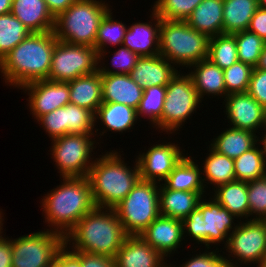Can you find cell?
Wrapping results in <instances>:
<instances>
[{"label": "cell", "mask_w": 266, "mask_h": 267, "mask_svg": "<svg viewBox=\"0 0 266 267\" xmlns=\"http://www.w3.org/2000/svg\"><path fill=\"white\" fill-rule=\"evenodd\" d=\"M258 138L254 132L229 126L228 129L226 128L219 136L214 138L210 146L218 153L236 159L258 145Z\"/></svg>", "instance_id": "f1b7e54d"}, {"label": "cell", "mask_w": 266, "mask_h": 267, "mask_svg": "<svg viewBox=\"0 0 266 267\" xmlns=\"http://www.w3.org/2000/svg\"><path fill=\"white\" fill-rule=\"evenodd\" d=\"M247 93L266 109V70L253 69Z\"/></svg>", "instance_id": "bcb514c9"}, {"label": "cell", "mask_w": 266, "mask_h": 267, "mask_svg": "<svg viewBox=\"0 0 266 267\" xmlns=\"http://www.w3.org/2000/svg\"><path fill=\"white\" fill-rule=\"evenodd\" d=\"M127 237L114 209L96 207L65 236V245L71 251L114 258Z\"/></svg>", "instance_id": "3957f363"}, {"label": "cell", "mask_w": 266, "mask_h": 267, "mask_svg": "<svg viewBox=\"0 0 266 267\" xmlns=\"http://www.w3.org/2000/svg\"><path fill=\"white\" fill-rule=\"evenodd\" d=\"M209 39L186 21L161 19L159 54L175 64L176 69L178 65L188 68L207 59Z\"/></svg>", "instance_id": "5b68a950"}, {"label": "cell", "mask_w": 266, "mask_h": 267, "mask_svg": "<svg viewBox=\"0 0 266 267\" xmlns=\"http://www.w3.org/2000/svg\"><path fill=\"white\" fill-rule=\"evenodd\" d=\"M260 144L234 159L235 179L251 182L266 176V161Z\"/></svg>", "instance_id": "d6a6232c"}, {"label": "cell", "mask_w": 266, "mask_h": 267, "mask_svg": "<svg viewBox=\"0 0 266 267\" xmlns=\"http://www.w3.org/2000/svg\"><path fill=\"white\" fill-rule=\"evenodd\" d=\"M256 69L266 70V44L261 52L257 65L255 66Z\"/></svg>", "instance_id": "db71d44e"}, {"label": "cell", "mask_w": 266, "mask_h": 267, "mask_svg": "<svg viewBox=\"0 0 266 267\" xmlns=\"http://www.w3.org/2000/svg\"><path fill=\"white\" fill-rule=\"evenodd\" d=\"M209 154L205 158L203 171V183L206 189V184L213 185L214 189L218 186L236 181L234 170V159H231L223 154L215 151L209 146ZM205 177V178H204ZM207 181V182H206Z\"/></svg>", "instance_id": "1f68e13d"}, {"label": "cell", "mask_w": 266, "mask_h": 267, "mask_svg": "<svg viewBox=\"0 0 266 267\" xmlns=\"http://www.w3.org/2000/svg\"><path fill=\"white\" fill-rule=\"evenodd\" d=\"M174 66L160 54L145 56L140 57L129 75L142 89L166 86L179 72Z\"/></svg>", "instance_id": "ac0fdd59"}, {"label": "cell", "mask_w": 266, "mask_h": 267, "mask_svg": "<svg viewBox=\"0 0 266 267\" xmlns=\"http://www.w3.org/2000/svg\"><path fill=\"white\" fill-rule=\"evenodd\" d=\"M10 241L12 267H52L59 251L65 246V237L49 229Z\"/></svg>", "instance_id": "30bf717a"}, {"label": "cell", "mask_w": 266, "mask_h": 267, "mask_svg": "<svg viewBox=\"0 0 266 267\" xmlns=\"http://www.w3.org/2000/svg\"><path fill=\"white\" fill-rule=\"evenodd\" d=\"M117 151L103 154L94 160L87 175L97 208L113 209L140 180L137 160L134 167L126 166ZM130 167V168H129Z\"/></svg>", "instance_id": "277c9868"}, {"label": "cell", "mask_w": 266, "mask_h": 267, "mask_svg": "<svg viewBox=\"0 0 266 267\" xmlns=\"http://www.w3.org/2000/svg\"><path fill=\"white\" fill-rule=\"evenodd\" d=\"M52 267H82L80 259L65 245L55 258Z\"/></svg>", "instance_id": "681fc988"}, {"label": "cell", "mask_w": 266, "mask_h": 267, "mask_svg": "<svg viewBox=\"0 0 266 267\" xmlns=\"http://www.w3.org/2000/svg\"><path fill=\"white\" fill-rule=\"evenodd\" d=\"M72 252L80 259L82 267H116L115 258L83 251Z\"/></svg>", "instance_id": "7dc6e473"}, {"label": "cell", "mask_w": 266, "mask_h": 267, "mask_svg": "<svg viewBox=\"0 0 266 267\" xmlns=\"http://www.w3.org/2000/svg\"><path fill=\"white\" fill-rule=\"evenodd\" d=\"M37 122L52 140L66 135L65 106L42 115Z\"/></svg>", "instance_id": "ee69618b"}, {"label": "cell", "mask_w": 266, "mask_h": 267, "mask_svg": "<svg viewBox=\"0 0 266 267\" xmlns=\"http://www.w3.org/2000/svg\"><path fill=\"white\" fill-rule=\"evenodd\" d=\"M30 33L12 13L0 15V61Z\"/></svg>", "instance_id": "e575fe53"}, {"label": "cell", "mask_w": 266, "mask_h": 267, "mask_svg": "<svg viewBox=\"0 0 266 267\" xmlns=\"http://www.w3.org/2000/svg\"><path fill=\"white\" fill-rule=\"evenodd\" d=\"M212 193L214 199L237 218L249 217V204L247 196V182L233 181L218 186Z\"/></svg>", "instance_id": "f546056e"}, {"label": "cell", "mask_w": 266, "mask_h": 267, "mask_svg": "<svg viewBox=\"0 0 266 267\" xmlns=\"http://www.w3.org/2000/svg\"><path fill=\"white\" fill-rule=\"evenodd\" d=\"M94 134H66L52 140L51 155L60 178L86 177L93 165ZM91 159V160H90Z\"/></svg>", "instance_id": "8fae6325"}, {"label": "cell", "mask_w": 266, "mask_h": 267, "mask_svg": "<svg viewBox=\"0 0 266 267\" xmlns=\"http://www.w3.org/2000/svg\"><path fill=\"white\" fill-rule=\"evenodd\" d=\"M2 215H3V214H2V212L0 211V232H3V231H1V230H3V227H2V226H3V223H2V222L4 221L3 218H2V217H3Z\"/></svg>", "instance_id": "6f0895ef"}, {"label": "cell", "mask_w": 266, "mask_h": 267, "mask_svg": "<svg viewBox=\"0 0 266 267\" xmlns=\"http://www.w3.org/2000/svg\"><path fill=\"white\" fill-rule=\"evenodd\" d=\"M20 89L28 93V106L35 120L57 108L70 103L68 82L38 80L25 84Z\"/></svg>", "instance_id": "9a60e30c"}, {"label": "cell", "mask_w": 266, "mask_h": 267, "mask_svg": "<svg viewBox=\"0 0 266 267\" xmlns=\"http://www.w3.org/2000/svg\"><path fill=\"white\" fill-rule=\"evenodd\" d=\"M178 144L162 142L151 146L146 153H141L136 158L139 166L140 179L160 183L164 181L174 167L184 157Z\"/></svg>", "instance_id": "5bb4252c"}, {"label": "cell", "mask_w": 266, "mask_h": 267, "mask_svg": "<svg viewBox=\"0 0 266 267\" xmlns=\"http://www.w3.org/2000/svg\"><path fill=\"white\" fill-rule=\"evenodd\" d=\"M112 56L111 65L113 68L109 69L108 67L106 68V66L102 67L101 62L100 65H98L100 74H129L140 59L138 54L123 45H121V48L119 46L118 51L115 50Z\"/></svg>", "instance_id": "7bdbcfd3"}, {"label": "cell", "mask_w": 266, "mask_h": 267, "mask_svg": "<svg viewBox=\"0 0 266 267\" xmlns=\"http://www.w3.org/2000/svg\"><path fill=\"white\" fill-rule=\"evenodd\" d=\"M13 0H0V15L11 13Z\"/></svg>", "instance_id": "f5cc1de1"}, {"label": "cell", "mask_w": 266, "mask_h": 267, "mask_svg": "<svg viewBox=\"0 0 266 267\" xmlns=\"http://www.w3.org/2000/svg\"><path fill=\"white\" fill-rule=\"evenodd\" d=\"M158 184L140 179L113 208L128 236H139L160 215Z\"/></svg>", "instance_id": "ba28073f"}, {"label": "cell", "mask_w": 266, "mask_h": 267, "mask_svg": "<svg viewBox=\"0 0 266 267\" xmlns=\"http://www.w3.org/2000/svg\"><path fill=\"white\" fill-rule=\"evenodd\" d=\"M66 134H95L94 114L74 104L65 105Z\"/></svg>", "instance_id": "f35d334b"}, {"label": "cell", "mask_w": 266, "mask_h": 267, "mask_svg": "<svg viewBox=\"0 0 266 267\" xmlns=\"http://www.w3.org/2000/svg\"><path fill=\"white\" fill-rule=\"evenodd\" d=\"M218 249L216 247L215 251L199 252L179 267H226L228 260L226 256L220 255Z\"/></svg>", "instance_id": "f6af8a7d"}, {"label": "cell", "mask_w": 266, "mask_h": 267, "mask_svg": "<svg viewBox=\"0 0 266 267\" xmlns=\"http://www.w3.org/2000/svg\"><path fill=\"white\" fill-rule=\"evenodd\" d=\"M203 0H157L152 9L161 19L186 21Z\"/></svg>", "instance_id": "ab89813d"}, {"label": "cell", "mask_w": 266, "mask_h": 267, "mask_svg": "<svg viewBox=\"0 0 266 267\" xmlns=\"http://www.w3.org/2000/svg\"><path fill=\"white\" fill-rule=\"evenodd\" d=\"M186 22L209 38L223 34V0H203Z\"/></svg>", "instance_id": "484cf974"}, {"label": "cell", "mask_w": 266, "mask_h": 267, "mask_svg": "<svg viewBox=\"0 0 266 267\" xmlns=\"http://www.w3.org/2000/svg\"><path fill=\"white\" fill-rule=\"evenodd\" d=\"M226 267H238L236 264L227 263Z\"/></svg>", "instance_id": "680465c9"}, {"label": "cell", "mask_w": 266, "mask_h": 267, "mask_svg": "<svg viewBox=\"0 0 266 267\" xmlns=\"http://www.w3.org/2000/svg\"><path fill=\"white\" fill-rule=\"evenodd\" d=\"M258 1V7L266 9V0H257Z\"/></svg>", "instance_id": "9f6ffc18"}, {"label": "cell", "mask_w": 266, "mask_h": 267, "mask_svg": "<svg viewBox=\"0 0 266 267\" xmlns=\"http://www.w3.org/2000/svg\"><path fill=\"white\" fill-rule=\"evenodd\" d=\"M102 102L121 103L138 109L143 91L129 74H101Z\"/></svg>", "instance_id": "44dd1931"}, {"label": "cell", "mask_w": 266, "mask_h": 267, "mask_svg": "<svg viewBox=\"0 0 266 267\" xmlns=\"http://www.w3.org/2000/svg\"><path fill=\"white\" fill-rule=\"evenodd\" d=\"M224 99L225 114L232 128L254 133L258 128H266V109L247 92L231 93Z\"/></svg>", "instance_id": "2e32d148"}, {"label": "cell", "mask_w": 266, "mask_h": 267, "mask_svg": "<svg viewBox=\"0 0 266 267\" xmlns=\"http://www.w3.org/2000/svg\"><path fill=\"white\" fill-rule=\"evenodd\" d=\"M257 8V0H223V34L247 30Z\"/></svg>", "instance_id": "4dcf8cb0"}, {"label": "cell", "mask_w": 266, "mask_h": 267, "mask_svg": "<svg viewBox=\"0 0 266 267\" xmlns=\"http://www.w3.org/2000/svg\"><path fill=\"white\" fill-rule=\"evenodd\" d=\"M76 0H45L49 12L54 18L67 10Z\"/></svg>", "instance_id": "816d5d0a"}, {"label": "cell", "mask_w": 266, "mask_h": 267, "mask_svg": "<svg viewBox=\"0 0 266 267\" xmlns=\"http://www.w3.org/2000/svg\"><path fill=\"white\" fill-rule=\"evenodd\" d=\"M262 267H266V260L264 261Z\"/></svg>", "instance_id": "6125c7cd"}, {"label": "cell", "mask_w": 266, "mask_h": 267, "mask_svg": "<svg viewBox=\"0 0 266 267\" xmlns=\"http://www.w3.org/2000/svg\"><path fill=\"white\" fill-rule=\"evenodd\" d=\"M247 30L257 34L266 42V9L257 8Z\"/></svg>", "instance_id": "c3c4849f"}, {"label": "cell", "mask_w": 266, "mask_h": 267, "mask_svg": "<svg viewBox=\"0 0 266 267\" xmlns=\"http://www.w3.org/2000/svg\"><path fill=\"white\" fill-rule=\"evenodd\" d=\"M11 13L31 32L54 30L55 18L49 12L45 0H13Z\"/></svg>", "instance_id": "603a6c76"}, {"label": "cell", "mask_w": 266, "mask_h": 267, "mask_svg": "<svg viewBox=\"0 0 266 267\" xmlns=\"http://www.w3.org/2000/svg\"><path fill=\"white\" fill-rule=\"evenodd\" d=\"M249 217L262 220L266 217V176L247 182Z\"/></svg>", "instance_id": "b9f144b4"}, {"label": "cell", "mask_w": 266, "mask_h": 267, "mask_svg": "<svg viewBox=\"0 0 266 267\" xmlns=\"http://www.w3.org/2000/svg\"><path fill=\"white\" fill-rule=\"evenodd\" d=\"M109 7L102 0H76L55 18V37L66 43L95 48L98 27Z\"/></svg>", "instance_id": "8992f818"}, {"label": "cell", "mask_w": 266, "mask_h": 267, "mask_svg": "<svg viewBox=\"0 0 266 267\" xmlns=\"http://www.w3.org/2000/svg\"><path fill=\"white\" fill-rule=\"evenodd\" d=\"M0 267H12V242L0 237Z\"/></svg>", "instance_id": "f907efd6"}, {"label": "cell", "mask_w": 266, "mask_h": 267, "mask_svg": "<svg viewBox=\"0 0 266 267\" xmlns=\"http://www.w3.org/2000/svg\"><path fill=\"white\" fill-rule=\"evenodd\" d=\"M165 97L161 119L154 127L172 134L182 128L183 122L196 112L202 100L191 76L180 72L166 85Z\"/></svg>", "instance_id": "9c48e42d"}, {"label": "cell", "mask_w": 266, "mask_h": 267, "mask_svg": "<svg viewBox=\"0 0 266 267\" xmlns=\"http://www.w3.org/2000/svg\"><path fill=\"white\" fill-rule=\"evenodd\" d=\"M253 67L243 62H236L223 70L226 92H247Z\"/></svg>", "instance_id": "60d3db41"}, {"label": "cell", "mask_w": 266, "mask_h": 267, "mask_svg": "<svg viewBox=\"0 0 266 267\" xmlns=\"http://www.w3.org/2000/svg\"><path fill=\"white\" fill-rule=\"evenodd\" d=\"M233 35L237 44L238 60L255 68L266 42L248 30L239 31Z\"/></svg>", "instance_id": "74e56055"}, {"label": "cell", "mask_w": 266, "mask_h": 267, "mask_svg": "<svg viewBox=\"0 0 266 267\" xmlns=\"http://www.w3.org/2000/svg\"><path fill=\"white\" fill-rule=\"evenodd\" d=\"M235 218L237 219L234 214L222 207L214 197L210 196L209 201L202 198L198 208L182 221L183 235L187 233L191 239L196 241L195 243L205 244L207 248L205 251L211 249L210 245H218L220 242H224L226 246L229 235L238 226L234 223Z\"/></svg>", "instance_id": "52a82bcc"}, {"label": "cell", "mask_w": 266, "mask_h": 267, "mask_svg": "<svg viewBox=\"0 0 266 267\" xmlns=\"http://www.w3.org/2000/svg\"><path fill=\"white\" fill-rule=\"evenodd\" d=\"M207 59L223 70L238 62L235 36L233 34H220L211 37Z\"/></svg>", "instance_id": "d590c367"}, {"label": "cell", "mask_w": 266, "mask_h": 267, "mask_svg": "<svg viewBox=\"0 0 266 267\" xmlns=\"http://www.w3.org/2000/svg\"><path fill=\"white\" fill-rule=\"evenodd\" d=\"M151 21L137 22L128 26L122 45L140 57L159 55V36L161 18L152 9ZM152 24V25H151ZM155 26V27H154ZM154 45V46H153Z\"/></svg>", "instance_id": "d6986e66"}, {"label": "cell", "mask_w": 266, "mask_h": 267, "mask_svg": "<svg viewBox=\"0 0 266 267\" xmlns=\"http://www.w3.org/2000/svg\"><path fill=\"white\" fill-rule=\"evenodd\" d=\"M49 230L64 237L84 215L96 208L88 177H63L41 201ZM53 226V227H52Z\"/></svg>", "instance_id": "7a4b0ae2"}, {"label": "cell", "mask_w": 266, "mask_h": 267, "mask_svg": "<svg viewBox=\"0 0 266 267\" xmlns=\"http://www.w3.org/2000/svg\"><path fill=\"white\" fill-rule=\"evenodd\" d=\"M226 252L230 254L226 258L230 264H258L262 267L266 260V226L262 220L248 219L239 222L237 228L227 239ZM232 255V256H230ZM234 257L231 260L230 257ZM237 260H236V259ZM241 263L239 265V263Z\"/></svg>", "instance_id": "4fadbf2b"}, {"label": "cell", "mask_w": 266, "mask_h": 267, "mask_svg": "<svg viewBox=\"0 0 266 267\" xmlns=\"http://www.w3.org/2000/svg\"><path fill=\"white\" fill-rule=\"evenodd\" d=\"M114 258L116 267H162L166 263L140 236H128Z\"/></svg>", "instance_id": "ffe728a7"}, {"label": "cell", "mask_w": 266, "mask_h": 267, "mask_svg": "<svg viewBox=\"0 0 266 267\" xmlns=\"http://www.w3.org/2000/svg\"><path fill=\"white\" fill-rule=\"evenodd\" d=\"M57 41L54 31L31 32L0 61V75L5 84L20 89L30 82L49 80Z\"/></svg>", "instance_id": "6da1fadb"}, {"label": "cell", "mask_w": 266, "mask_h": 267, "mask_svg": "<svg viewBox=\"0 0 266 267\" xmlns=\"http://www.w3.org/2000/svg\"><path fill=\"white\" fill-rule=\"evenodd\" d=\"M139 236L164 258H168L170 257L168 255L175 252L180 247V243L182 244L183 222L159 215Z\"/></svg>", "instance_id": "e0dca14e"}, {"label": "cell", "mask_w": 266, "mask_h": 267, "mask_svg": "<svg viewBox=\"0 0 266 267\" xmlns=\"http://www.w3.org/2000/svg\"><path fill=\"white\" fill-rule=\"evenodd\" d=\"M201 170L193 157L184 156L163 181L164 185L170 190L204 193L206 191Z\"/></svg>", "instance_id": "4316f807"}, {"label": "cell", "mask_w": 266, "mask_h": 267, "mask_svg": "<svg viewBox=\"0 0 266 267\" xmlns=\"http://www.w3.org/2000/svg\"><path fill=\"white\" fill-rule=\"evenodd\" d=\"M166 96V86L146 87L143 91V97L137 109V115L141 117L148 116L151 124L155 125L162 116L164 101Z\"/></svg>", "instance_id": "8d00e7d4"}, {"label": "cell", "mask_w": 266, "mask_h": 267, "mask_svg": "<svg viewBox=\"0 0 266 267\" xmlns=\"http://www.w3.org/2000/svg\"><path fill=\"white\" fill-rule=\"evenodd\" d=\"M95 122L101 120V125L106 130L101 132L102 136L106 131L121 132L130 130L136 124L138 118L137 110L121 104L113 102H102L94 115ZM108 129V130H107Z\"/></svg>", "instance_id": "83f0119b"}, {"label": "cell", "mask_w": 266, "mask_h": 267, "mask_svg": "<svg viewBox=\"0 0 266 267\" xmlns=\"http://www.w3.org/2000/svg\"><path fill=\"white\" fill-rule=\"evenodd\" d=\"M194 68L188 73L194 83L196 92L201 100L204 96L219 95L225 98L226 92L223 69L213 64L209 59L201 60L189 67Z\"/></svg>", "instance_id": "cb8c5ba5"}, {"label": "cell", "mask_w": 266, "mask_h": 267, "mask_svg": "<svg viewBox=\"0 0 266 267\" xmlns=\"http://www.w3.org/2000/svg\"><path fill=\"white\" fill-rule=\"evenodd\" d=\"M111 11L112 9L106 13L100 23V26L98 27L97 37L95 40L98 63L105 58V54H107L105 47L107 45H122L125 33L127 31L126 24H123L122 21H114Z\"/></svg>", "instance_id": "836d02e7"}, {"label": "cell", "mask_w": 266, "mask_h": 267, "mask_svg": "<svg viewBox=\"0 0 266 267\" xmlns=\"http://www.w3.org/2000/svg\"><path fill=\"white\" fill-rule=\"evenodd\" d=\"M204 193L170 190L162 182L159 188L160 215L183 221L198 204Z\"/></svg>", "instance_id": "7402d4cb"}, {"label": "cell", "mask_w": 266, "mask_h": 267, "mask_svg": "<svg viewBox=\"0 0 266 267\" xmlns=\"http://www.w3.org/2000/svg\"><path fill=\"white\" fill-rule=\"evenodd\" d=\"M70 103L90 110L94 115L102 104L101 74L95 73L68 81Z\"/></svg>", "instance_id": "d4e9b609"}, {"label": "cell", "mask_w": 266, "mask_h": 267, "mask_svg": "<svg viewBox=\"0 0 266 267\" xmlns=\"http://www.w3.org/2000/svg\"><path fill=\"white\" fill-rule=\"evenodd\" d=\"M98 64L94 47L58 40L52 54L49 80L68 82L95 73Z\"/></svg>", "instance_id": "7c38bea8"}, {"label": "cell", "mask_w": 266, "mask_h": 267, "mask_svg": "<svg viewBox=\"0 0 266 267\" xmlns=\"http://www.w3.org/2000/svg\"><path fill=\"white\" fill-rule=\"evenodd\" d=\"M167 261H168V260H166V263H165L162 267H172L171 264H170V265L167 264ZM174 267H175V266H174Z\"/></svg>", "instance_id": "91938a15"}, {"label": "cell", "mask_w": 266, "mask_h": 267, "mask_svg": "<svg viewBox=\"0 0 266 267\" xmlns=\"http://www.w3.org/2000/svg\"><path fill=\"white\" fill-rule=\"evenodd\" d=\"M262 221L265 223V226H266V217H264V218L262 219Z\"/></svg>", "instance_id": "94428289"}, {"label": "cell", "mask_w": 266, "mask_h": 267, "mask_svg": "<svg viewBox=\"0 0 266 267\" xmlns=\"http://www.w3.org/2000/svg\"><path fill=\"white\" fill-rule=\"evenodd\" d=\"M264 131H266V128L264 129ZM260 139H262V140H260ZM258 144H260V145L262 144L261 147H263L262 151H263V155H264V158L266 161V132H265L264 136L258 138Z\"/></svg>", "instance_id": "11a10c76"}]
</instances>
